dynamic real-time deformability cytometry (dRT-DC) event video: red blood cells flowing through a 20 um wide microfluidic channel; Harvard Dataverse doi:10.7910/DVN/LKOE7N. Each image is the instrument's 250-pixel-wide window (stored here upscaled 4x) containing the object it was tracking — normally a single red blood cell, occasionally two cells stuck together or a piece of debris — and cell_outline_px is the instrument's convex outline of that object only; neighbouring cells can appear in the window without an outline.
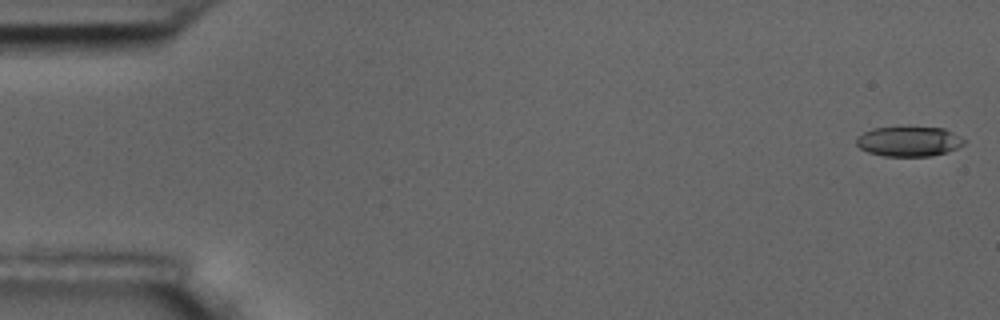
{"species": "common noctule bat (a hibernating species)", "species_latin": "Nyctalus noctula", "temperature_condition": "room temperature", "stored_images_in_passage": 5, "camera_frame_rate_fps": 3000, "um_per_image_px": 0.085, "animal": {"sex": "male", "body_mass_g": 17.5, "forearm_length_mm": 52.3}, "frame": {"image": 1, "passage_image": 1, "time_ms": 0.0, "image_size_px": [1000, 320], "cell_outline_px": [[964, 144], [948, 152], [932, 156], [884, 156], [868, 152], [860, 148], [856, 144], [856, 136], [872, 128], [944, 128], [952, 132], [964, 140]], "centroid_in_image_um": [77.22, 12.03], "position_along_channel_um": 7.8, "area_um2": 18.55}}